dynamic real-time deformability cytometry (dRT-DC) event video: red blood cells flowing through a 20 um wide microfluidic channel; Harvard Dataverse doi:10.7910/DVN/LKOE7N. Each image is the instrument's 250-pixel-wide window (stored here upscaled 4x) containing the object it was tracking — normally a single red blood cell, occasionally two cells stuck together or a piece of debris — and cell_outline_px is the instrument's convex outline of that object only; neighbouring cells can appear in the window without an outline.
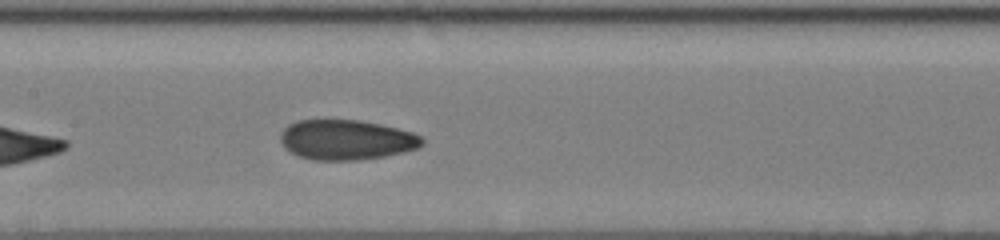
{"species": "human", "species_latin": "Homo sapiens", "temperature_condition": "cold", "stored_images_in_passage": 8, "camera_frame_rate_fps": 3000, "um_per_image_px": 0.085, "donor": {"sex": "male"}, "frame": {"image": 1, "passage_image": 8, "time_ms": 6.0, "image_size_px": [1000, 240], "cell_outline_px": [[424, 144], [416, 148], [404, 152], [384, 156], [356, 160], [312, 160], [296, 156], [284, 148], [280, 140], [280, 132], [288, 124], [296, 120], [324, 116], [360, 120], [380, 124], [412, 132], [420, 136], [424, 140]], "centroid_in_image_um": [29.35, 11.84], "position_along_channel_um": 178.1, "area_um2": 34.16}}